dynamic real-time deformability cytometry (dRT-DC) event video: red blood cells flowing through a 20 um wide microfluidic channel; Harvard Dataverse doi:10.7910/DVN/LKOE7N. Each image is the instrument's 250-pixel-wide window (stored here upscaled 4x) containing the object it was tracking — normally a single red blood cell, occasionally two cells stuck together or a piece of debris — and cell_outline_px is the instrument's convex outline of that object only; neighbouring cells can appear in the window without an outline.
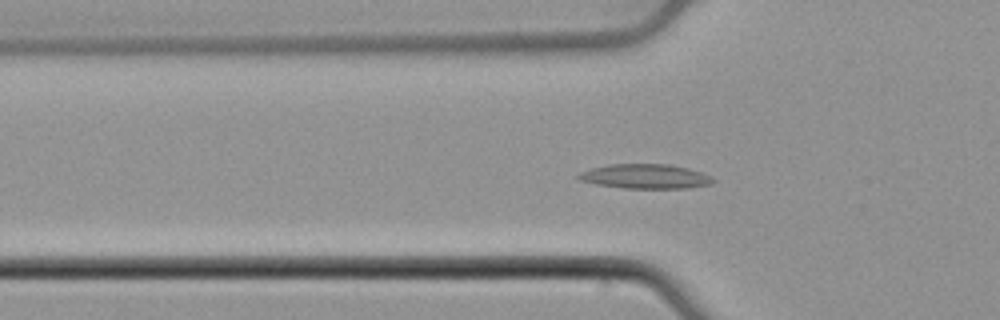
{"species": "common noctule bat (a hibernating species)", "species_latin": "Nyctalus noctula", "temperature_condition": "cold", "stored_images_in_passage": 39, "camera_frame_rate_fps": 3000, "um_per_image_px": 0.085, "animal": {"sex": "male", "body_mass_g": 21.5, "forearm_length_mm": 52.0}, "frame": {"image": 1, "passage_image": 3, "time_ms": 0.667, "image_size_px": [1000, 320], "cell_outline_px": [[716, 180], [712, 184], [688, 188], [624, 188], [596, 184], [580, 180], [576, 176], [580, 172], [592, 168], [608, 164], [668, 164], [688, 168], [712, 176]], "centroid_in_image_um": [54.88, 14.99], "position_along_channel_um": 70.9, "area_um2": 19.25}}
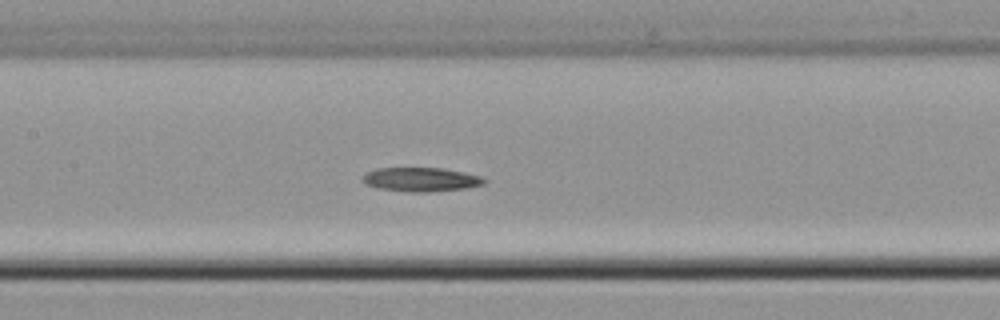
{"frame": {"image": 2, "passage_image": 11, "time_ms": 3.333, "image_size_px": [1000, 320], "cell_outline_px": [[488, 180], [484, 184], [464, 188], [428, 192], [408, 192], [380, 188], [364, 184], [360, 180], [368, 172], [376, 168], [440, 168], [464, 172], [480, 176]], "centroid_in_image_um": [35.77, 15.25], "position_along_channel_um": 171.6, "area_um2": 16.94}}
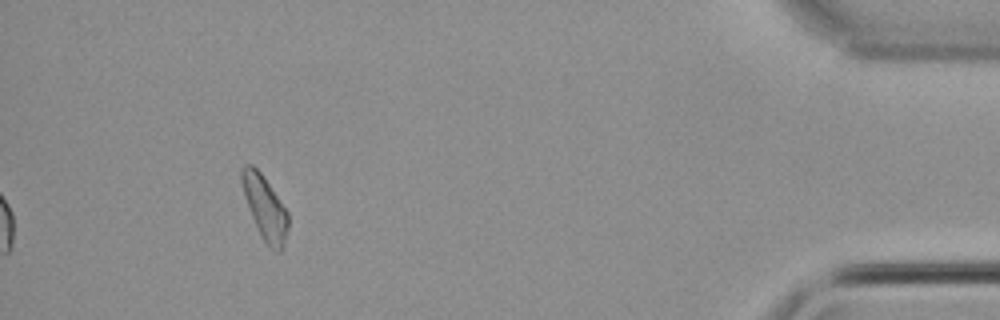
{"frame": {"image": 3, "passage_image": 35, "time_ms": 11.333, "image_size_px": [1000, 320], "cell_outline_px": [[288, 228], [284, 244], [280, 252], [276, 252], [264, 240], [252, 216], [244, 196], [240, 180], [240, 168], [244, 164], [252, 164], [260, 172], [288, 212]], "centroid_in_image_um": [22.5, 17.61], "position_along_channel_um": 412.7, "area_um2": 16.88}}